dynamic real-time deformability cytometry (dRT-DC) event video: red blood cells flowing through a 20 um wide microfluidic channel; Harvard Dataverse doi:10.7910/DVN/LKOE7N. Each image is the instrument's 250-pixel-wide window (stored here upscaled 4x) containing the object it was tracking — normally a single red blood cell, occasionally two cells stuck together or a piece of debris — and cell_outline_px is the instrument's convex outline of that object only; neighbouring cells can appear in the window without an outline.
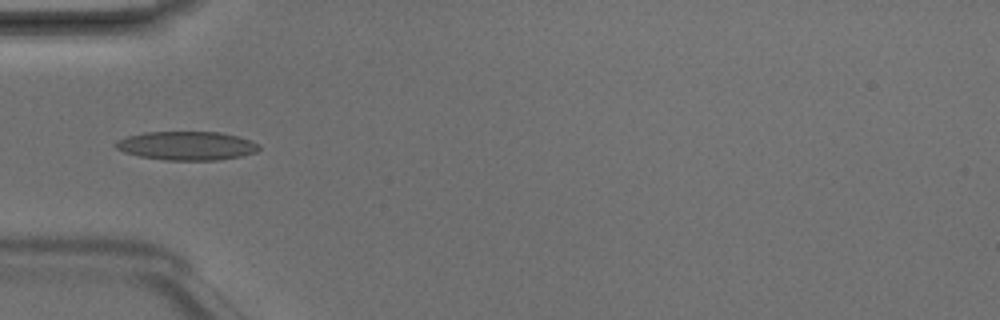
{"species": "Egyptian fruit bat (a non-hibernating species)", "species_latin": "Rousettus aegyptiacus", "temperature_condition": "room temperature", "stored_images_in_passage": 6, "camera_frame_rate_fps": 3000, "um_per_image_px": 0.085, "animal": {"sex": "male"}, "frame": {"image": 1, "passage_image": 5, "time_ms": 1.333, "image_size_px": [1000, 320], "cell_outline_px": [[260, 148], [256, 152], [240, 156], [216, 160], [164, 160], [140, 156], [124, 152], [116, 148], [112, 144], [116, 140], [128, 136], [144, 132], [220, 132], [236, 136], [260, 144]], "centroid_in_image_um": [15.83, 12.39], "position_along_channel_um": 69.2, "area_um2": 23.93}}